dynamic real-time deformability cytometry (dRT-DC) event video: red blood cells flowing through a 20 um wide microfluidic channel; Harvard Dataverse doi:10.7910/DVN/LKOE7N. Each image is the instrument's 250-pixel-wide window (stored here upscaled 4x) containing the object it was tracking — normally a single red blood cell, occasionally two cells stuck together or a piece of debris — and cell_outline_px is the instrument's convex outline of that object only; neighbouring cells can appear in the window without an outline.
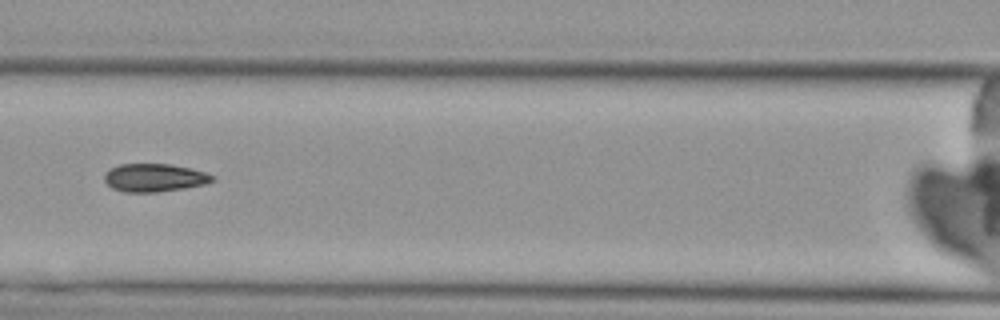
{"species": "Egyptian fruit bat (a non-hibernating species)", "species_latin": "Rousettus aegyptiacus", "temperature_condition": "cold", "stored_images_in_passage": 8, "camera_frame_rate_fps": 3000, "um_per_image_px": 0.085, "animal": {"sex": "female"}, "frame": {"image": 1, "passage_image": 8, "time_ms": 8.333, "image_size_px": [1000, 320], "cell_outline_px": [[216, 180], [204, 184], [184, 188], [156, 192], [124, 192], [112, 188], [104, 180], [104, 172], [120, 164], [168, 164], [188, 168], [204, 172], [216, 176]], "centroid_in_image_um": [13.12, 15.11], "position_along_channel_um": 153.5, "area_um2": 17.57}}